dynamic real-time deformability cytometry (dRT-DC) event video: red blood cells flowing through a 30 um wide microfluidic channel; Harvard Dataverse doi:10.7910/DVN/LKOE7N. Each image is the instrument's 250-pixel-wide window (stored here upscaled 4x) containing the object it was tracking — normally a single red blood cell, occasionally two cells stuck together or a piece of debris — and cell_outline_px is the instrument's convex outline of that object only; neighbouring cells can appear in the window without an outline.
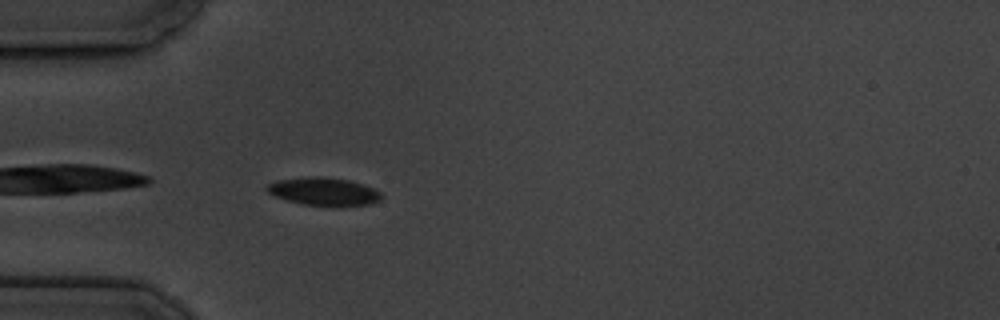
{"species": "common noctule bat (a hibernating species)", "species_latin": "Nyctalus noctula", "temperature_condition": "cold", "stored_images_in_passage": 5, "camera_frame_rate_fps": 3000, "um_per_image_px": 0.085, "animal": {"sex": "male", "body_mass_g": 19.5, "forearm_length_mm": 54.6}, "frame": {"image": 1, "passage_image": 5, "time_ms": 4.667, "image_size_px": [1000, 320], "cell_outline_px": [[380, 200], [368, 204], [304, 204], [288, 200], [276, 196], [268, 192], [264, 188], [268, 184], [276, 180], [308, 176], [324, 176], [348, 180], [376, 188], [380, 192]], "centroid_in_image_um": [27.48, 16.23], "position_along_channel_um": 57.5, "area_um2": 18.09}}